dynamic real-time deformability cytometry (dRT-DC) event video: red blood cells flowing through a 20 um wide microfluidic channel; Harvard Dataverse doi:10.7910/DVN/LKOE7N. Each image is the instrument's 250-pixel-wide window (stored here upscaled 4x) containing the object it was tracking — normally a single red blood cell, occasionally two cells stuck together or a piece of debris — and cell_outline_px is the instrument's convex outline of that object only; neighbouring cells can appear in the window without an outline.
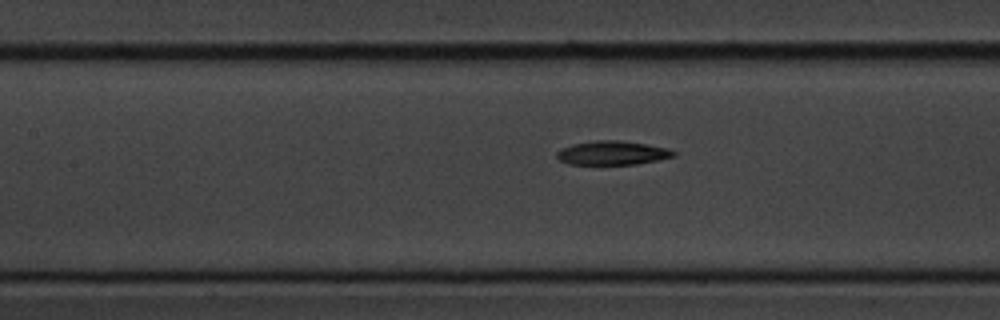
{"species": "common noctule bat (a hibernating species)", "species_latin": "Nyctalus noctula", "temperature_condition": "cold", "stored_images_in_passage": 18, "camera_frame_rate_fps": 3000, "um_per_image_px": 0.085, "animal": {"sex": "male", "body_mass_g": 20.1, "forearm_length_mm": 53.5}, "frame": {"image": 1, "passage_image": 9, "time_ms": 10.0, "image_size_px": [1000, 320], "cell_outline_px": [[676, 156], [636, 164], [568, 164], [560, 160], [556, 156], [556, 152], [560, 148], [572, 144], [596, 140], [620, 140], [648, 144], [668, 148], [676, 152]], "centroid_in_image_um": [52.04, 12.99], "position_along_channel_um": 155.4, "area_um2": 16.36}}
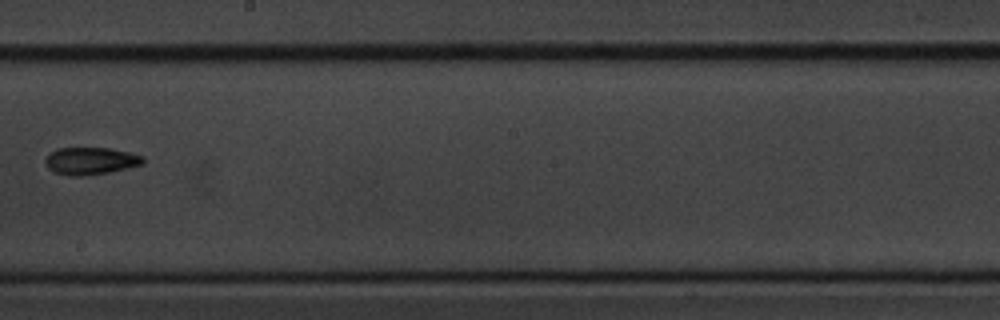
{"frame": {"image": 2, "passage_image": 12, "time_ms": 13.667, "image_size_px": [1000, 320], "cell_outline_px": [[144, 164], [108, 172], [84, 176], [68, 176], [52, 172], [44, 164], [44, 160], [48, 152], [56, 148], [112, 148], [144, 156]], "centroid_in_image_um": [7.64, 13.67], "position_along_channel_um": 240.6, "area_um2": 15.84}}
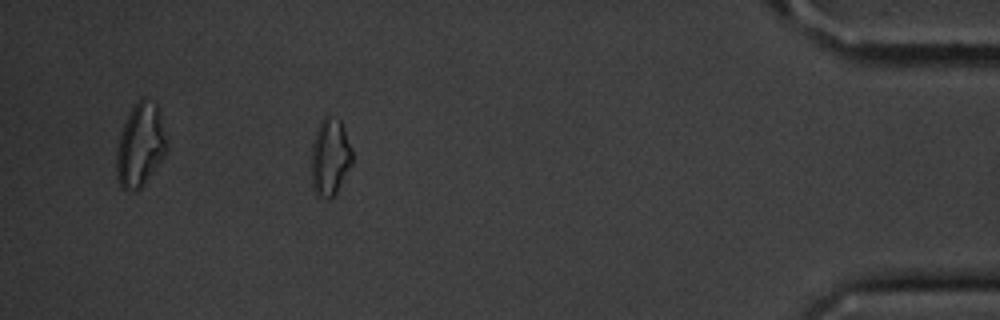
{"frame": {"image": 3, "passage_image": 17, "time_ms": 19.667, "image_size_px": [1000, 320], "cell_outline_px": [[352, 164], [336, 192], [332, 196], [316, 196], [312, 188], [312, 140], [316, 128], [320, 120], [324, 116], [328, 116], [340, 120], [344, 128], [352, 148]], "centroid_in_image_um": [28.04, 13.31], "position_along_channel_um": 407.2, "area_um2": 18.38}}